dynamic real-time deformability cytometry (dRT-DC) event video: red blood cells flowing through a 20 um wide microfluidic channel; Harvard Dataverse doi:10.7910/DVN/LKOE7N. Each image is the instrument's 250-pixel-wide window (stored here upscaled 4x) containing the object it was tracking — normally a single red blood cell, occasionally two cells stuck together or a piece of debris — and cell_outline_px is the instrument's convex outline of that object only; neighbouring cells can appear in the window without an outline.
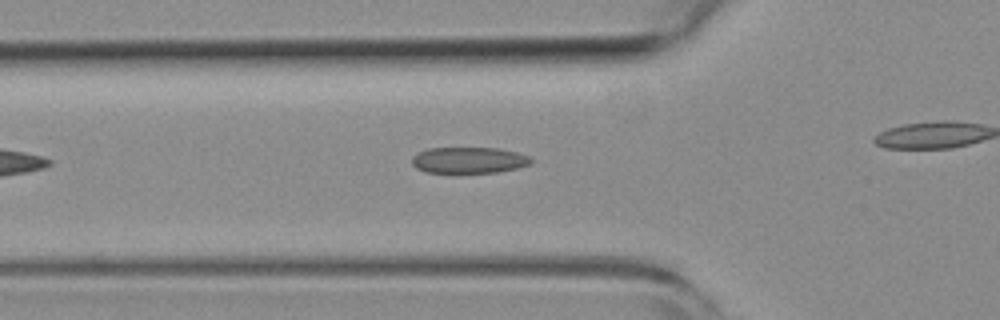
{"species": "common noctule bat (a hibernating species)", "species_latin": "Nyctalus noctula", "temperature_condition": "room temperature", "stored_images_in_passage": 32, "camera_frame_rate_fps": 3000, "um_per_image_px": 0.085, "animal": {"sex": "female", "body_mass_g": 19.3, "forearm_length_mm": 54.1}, "frame": {"image": 1, "passage_image": 8, "time_ms": 2.333, "image_size_px": [1000, 320], "cell_outline_px": [[532, 164], [520, 168], [496, 172], [452, 176], [424, 172], [416, 168], [412, 164], [412, 156], [428, 148], [496, 148], [516, 152], [528, 156], [532, 160]], "centroid_in_image_um": [39.81, 13.67], "position_along_channel_um": 86.0, "area_um2": 19.13}}
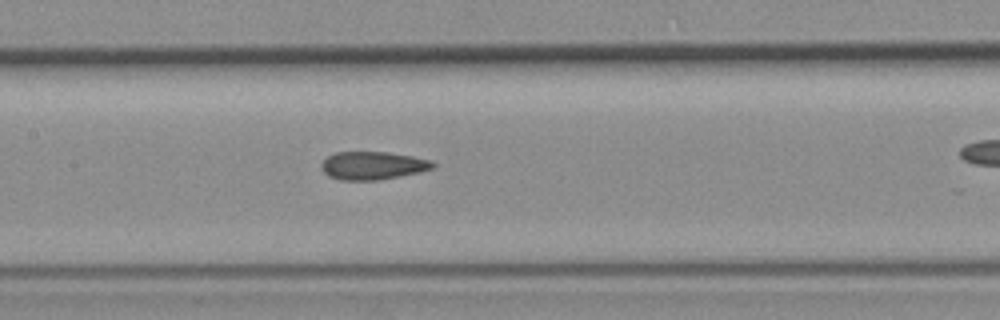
{"frame": {"image": 2, "passage_image": 15, "time_ms": 4.667, "image_size_px": [1000, 320], "cell_outline_px": [[436, 164], [432, 168], [420, 172], [380, 180], [340, 180], [328, 176], [320, 168], [320, 164], [328, 156], [336, 152], [384, 152], [412, 156], [432, 160]], "centroid_in_image_um": [31.67, 14.08], "position_along_channel_um": 175.7, "area_um2": 18.26}}
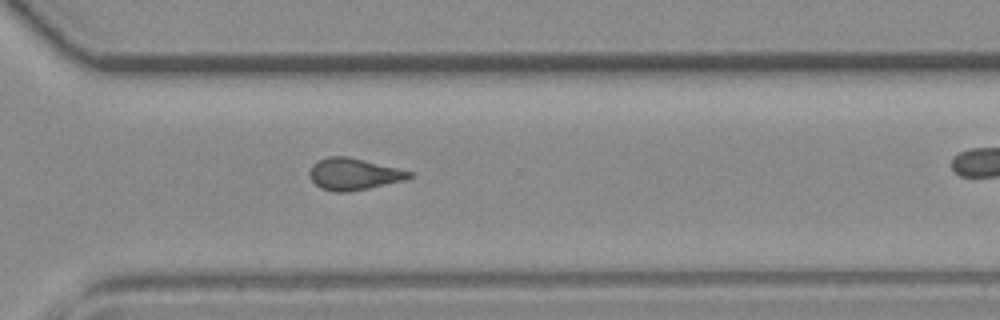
{"frame": {"image": 3, "passage_image": 28, "time_ms": 9.0, "image_size_px": [1000, 320], "cell_outline_px": [[416, 176], [404, 180], [368, 188], [348, 192], [336, 192], [320, 188], [312, 180], [308, 172], [312, 164], [328, 156], [348, 156], [400, 168], [416, 172]], "centroid_in_image_um": [30.12, 14.79], "position_along_channel_um": 340.5, "area_um2": 18.67}}